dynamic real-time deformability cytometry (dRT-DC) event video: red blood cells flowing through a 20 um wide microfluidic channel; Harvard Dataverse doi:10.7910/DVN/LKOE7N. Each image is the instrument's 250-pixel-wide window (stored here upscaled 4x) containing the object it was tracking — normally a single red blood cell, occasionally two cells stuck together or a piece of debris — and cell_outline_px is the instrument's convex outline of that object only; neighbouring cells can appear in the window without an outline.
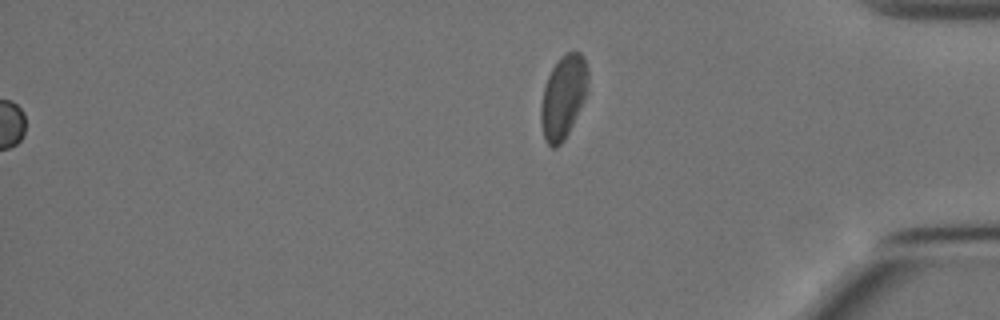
{"species": "Egyptian fruit bat (a non-hibernating species)", "species_latin": "Rousettus aegyptiacus", "temperature_condition": "cold", "stored_images_in_passage": 15, "segment_of_instrument_passage": [2, 2], "camera_frame_rate_fps": 3000, "um_per_image_px": 0.085, "animal": {"sex": "female"}, "frame": {"image": 1, "passage_image": 15, "time_ms": 18.0, "image_size_px": [1000, 320], "cell_outline_px": [[588, 92], [564, 140], [556, 148], [552, 148], [544, 140], [540, 120], [540, 108], [544, 88], [548, 76], [552, 68], [560, 56], [568, 52], [580, 52], [584, 56], [588, 68]], "centroid_in_image_um": [47.88, 8.23], "position_along_channel_um": 387.3, "area_um2": 22.95}}